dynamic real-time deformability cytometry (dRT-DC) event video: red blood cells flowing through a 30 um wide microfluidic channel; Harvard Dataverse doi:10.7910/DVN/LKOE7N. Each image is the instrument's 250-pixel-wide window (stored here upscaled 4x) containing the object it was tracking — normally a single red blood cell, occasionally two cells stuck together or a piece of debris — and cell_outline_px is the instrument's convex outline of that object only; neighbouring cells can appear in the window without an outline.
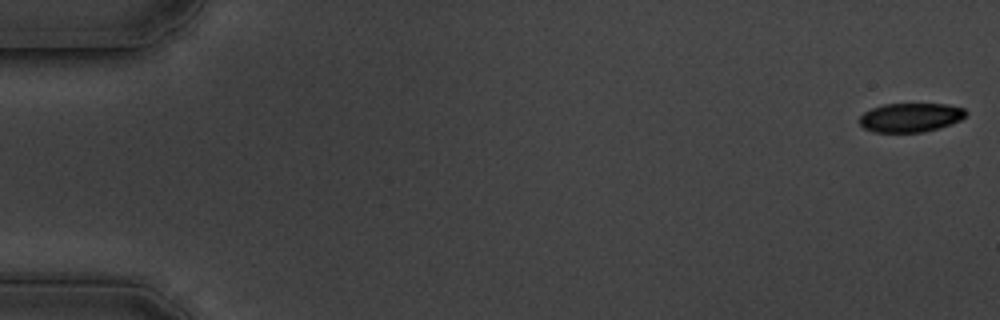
{"species": "common noctule bat (a hibernating species)", "species_latin": "Nyctalus noctula", "temperature_condition": "cold", "stored_images_in_passage": 60, "camera_frame_rate_fps": 3000, "um_per_image_px": 0.085, "animal": {"sex": "male", "body_mass_g": 19.5, "forearm_length_mm": 54.6}, "frame": {"image": 1, "passage_image": 1, "time_ms": 0.0, "image_size_px": [1000, 320], "cell_outline_px": [[968, 112], [960, 120], [940, 128], [924, 132], [872, 132], [864, 128], [860, 124], [860, 116], [864, 112], [872, 108], [884, 104], [948, 104], [964, 108]], "centroid_in_image_um": [77.4, 9.99], "position_along_channel_um": 7.6, "area_um2": 18.03}}
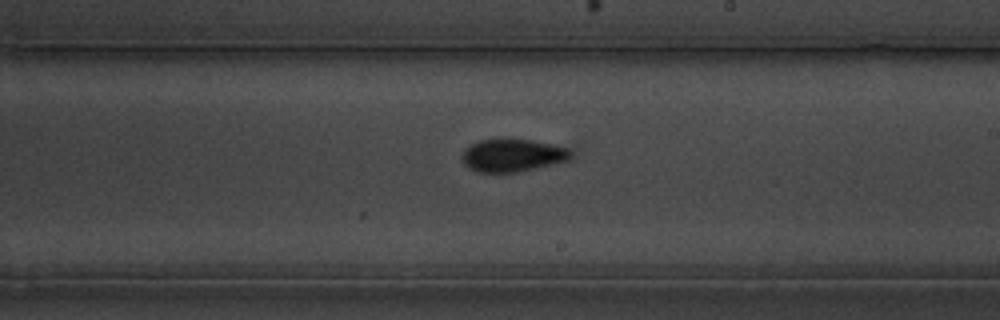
{"frame": {"image": 2, "passage_image": 35, "time_ms": 11.333, "image_size_px": [1000, 320], "cell_outline_px": [[572, 156], [568, 160], [536, 168], [516, 172], [476, 172], [468, 168], [464, 164], [460, 156], [464, 148], [480, 140], [500, 136], [504, 136], [532, 140], [552, 144], [568, 148], [572, 152]], "centroid_in_image_um": [43.51, 13.16], "position_along_channel_um": 245.5, "area_um2": 21.44}}
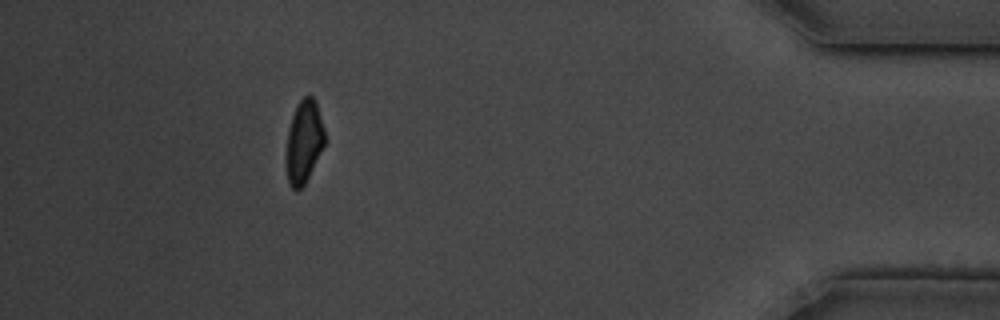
{"frame": {"image": 3, "passage_image": 54, "time_ms": 17.667, "image_size_px": [1000, 320], "cell_outline_px": [[324, 144], [304, 184], [300, 188], [292, 188], [288, 184], [284, 156], [288, 132], [292, 116], [300, 100], [304, 96], [312, 96], [316, 100], [324, 128]], "centroid_in_image_um": [25.8, 12.04], "position_along_channel_um": 409.4, "area_um2": 18.44}, "authors_computed_cell_mechanics": {"area_um2": 20.1722, "velocity_mm_per_s": 3.3952, "shape_relaxation_time_tau1_ms": 3.9446, "shape_relaxation_time_tau2_ms": 2.3693, "deformation_change_tau1": 0.1186, "deformation_change_tau2": 0.0617}}